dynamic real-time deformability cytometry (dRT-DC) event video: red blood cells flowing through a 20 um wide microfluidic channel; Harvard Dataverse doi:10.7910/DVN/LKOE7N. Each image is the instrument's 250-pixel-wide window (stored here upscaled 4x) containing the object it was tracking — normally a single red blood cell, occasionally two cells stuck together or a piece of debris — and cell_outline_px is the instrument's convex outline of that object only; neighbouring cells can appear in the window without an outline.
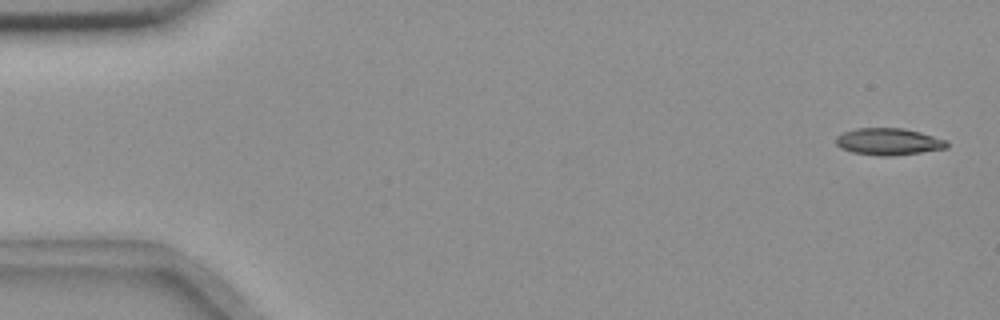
{"species": "common noctule bat (a hibernating species)", "species_latin": "Nyctalus noctula", "temperature_condition": "room temperature", "stored_images_in_passage": 55, "camera_frame_rate_fps": 3000, "um_per_image_px": 0.085, "animal": {"sex": "female", "body_mass_g": 18.4}, "frame": {"image": 1, "passage_image": 2, "time_ms": 0.333, "image_size_px": [1000, 320], "cell_outline_px": [[948, 148], [892, 156], [880, 156], [852, 152], [840, 148], [836, 144], [836, 136], [844, 132], [856, 128], [904, 128], [920, 132], [948, 140]], "centroid_in_image_um": [75.53, 12.04], "position_along_channel_um": 9.5, "area_um2": 17.46}}
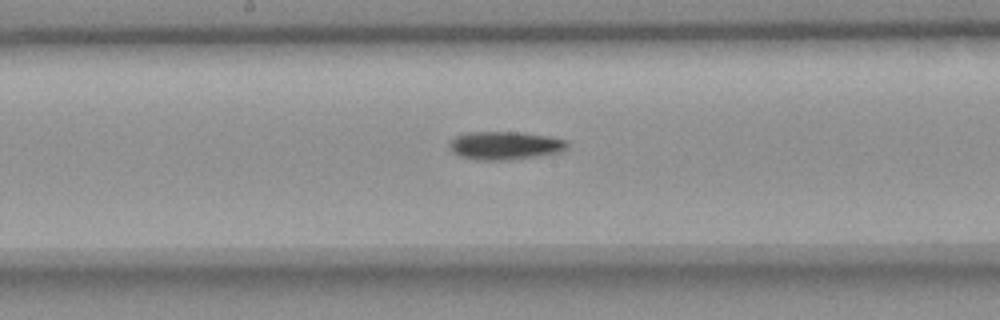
{"frame": {"image": 2, "passage_image": 29, "time_ms": 9.333, "image_size_px": [1000, 320], "cell_outline_px": [[568, 148], [560, 152], [536, 156], [508, 160], [480, 160], [460, 156], [452, 152], [448, 144], [456, 136], [468, 132], [520, 132], [548, 136], [568, 140]], "centroid_in_image_um": [42.94, 12.36], "position_along_channel_um": 205.3, "area_um2": 19.36}}
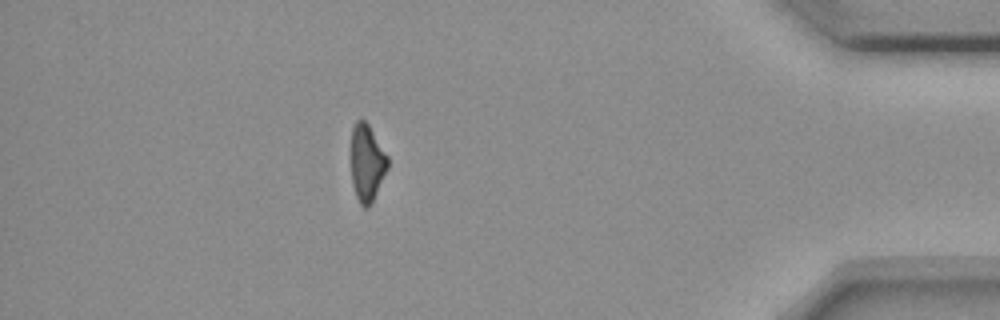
{"frame": {"image": 3, "passage_image": 49, "time_ms": 16.0, "image_size_px": [1000, 320], "cell_outline_px": [[388, 168], [372, 204], [368, 208], [364, 208], [360, 204], [356, 196], [352, 184], [352, 128], [356, 120], [364, 120], [368, 124], [388, 156]], "centroid_in_image_um": [31.2, 13.89], "position_along_channel_um": 404.0, "area_um2": 16.42}}